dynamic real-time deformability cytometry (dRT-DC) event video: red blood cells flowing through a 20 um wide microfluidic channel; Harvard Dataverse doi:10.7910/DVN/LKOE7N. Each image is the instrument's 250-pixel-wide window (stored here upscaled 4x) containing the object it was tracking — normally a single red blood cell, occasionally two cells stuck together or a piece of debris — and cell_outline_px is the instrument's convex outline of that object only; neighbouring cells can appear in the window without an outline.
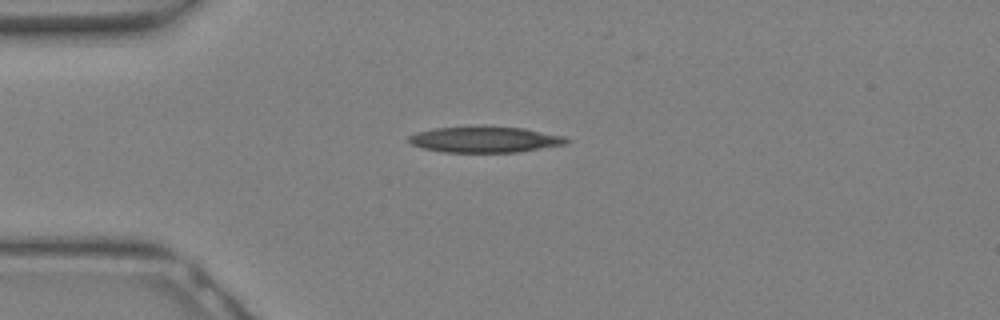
{"species": "Egyptian fruit bat (a non-hibernating species)", "species_latin": "Rousettus aegyptiacus", "temperature_condition": "warm", "stored_images_in_passage": 18, "camera_frame_rate_fps": 3000, "um_per_image_px": 0.085, "animal": {"sex": "female"}, "frame": {"image": 1, "passage_image": 7, "time_ms": 2.0, "image_size_px": [1000, 320], "cell_outline_px": [[572, 140], [568, 144], [516, 152], [444, 152], [424, 148], [412, 144], [408, 140], [408, 136], [416, 132], [436, 128], [484, 124], [524, 128], [568, 136]], "centroid_in_image_um": [41.29, 11.82], "position_along_channel_um": 43.7, "area_um2": 24.62}}
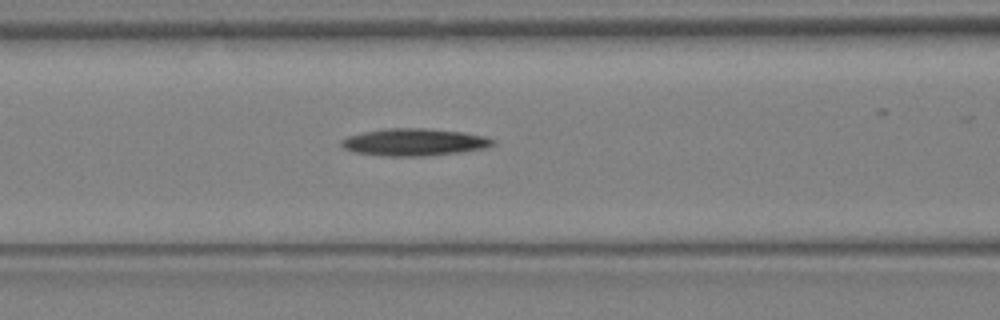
{"frame": {"image": 2, "passage_image": 12, "time_ms": 3.667, "image_size_px": [1000, 320], "cell_outline_px": [[496, 144], [484, 148], [460, 152], [424, 156], [384, 156], [352, 152], [344, 148], [340, 144], [340, 140], [348, 136], [360, 132], [384, 128], [428, 128], [464, 132], [484, 136], [496, 140]], "centroid_in_image_um": [35.18, 12.07], "position_along_channel_um": 131.4, "area_um2": 24.33}}
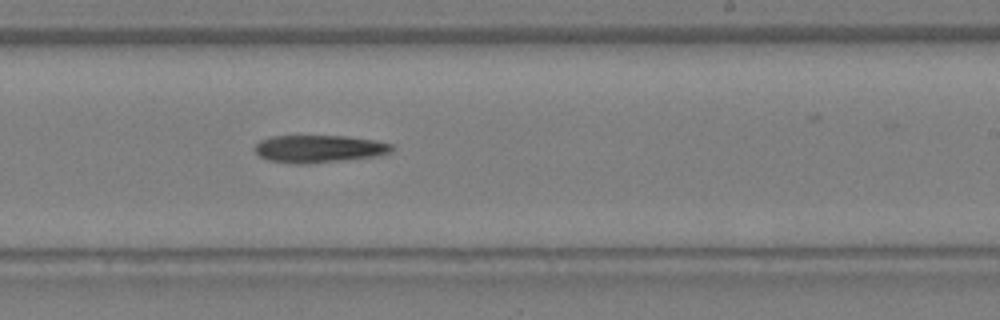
{"frame": {"image": 3, "passage_image": 18, "time_ms": 5.667, "image_size_px": [1000, 320], "cell_outline_px": [[396, 148], [392, 152], [376, 156], [340, 160], [300, 164], [296, 164], [268, 160], [260, 156], [252, 148], [260, 140], [272, 136], [348, 136], [376, 140], [392, 144]], "centroid_in_image_um": [27.13, 12.63], "position_along_channel_um": 261.9, "area_um2": 21.96}}